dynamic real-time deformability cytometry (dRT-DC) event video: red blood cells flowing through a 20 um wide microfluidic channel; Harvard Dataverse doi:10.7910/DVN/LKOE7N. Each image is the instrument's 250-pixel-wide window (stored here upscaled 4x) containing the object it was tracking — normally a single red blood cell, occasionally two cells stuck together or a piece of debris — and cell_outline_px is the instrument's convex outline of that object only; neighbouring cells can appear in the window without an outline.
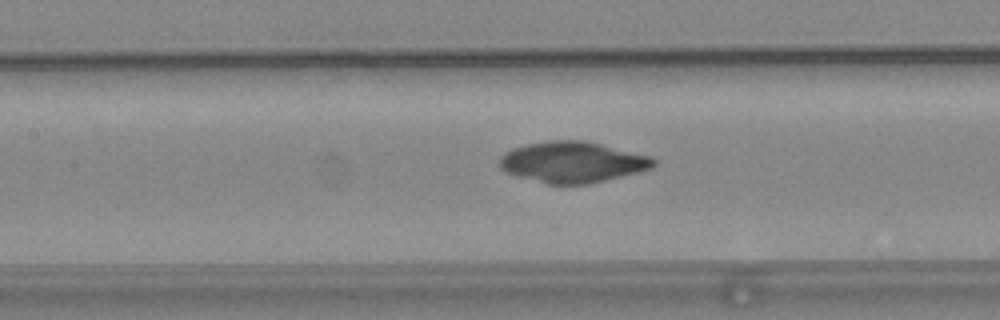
{"species": "common noctule bat (a hibernating species)", "species_latin": "Nyctalus noctula", "temperature_condition": "warm", "stored_images_in_passage": 23, "camera_frame_rate_fps": 3000, "um_per_image_px": 0.085, "animal": {"sex": "female", "body_mass_g": 24.6, "forearm_length_mm": 56.2}, "frame": {"image": 1, "passage_image": 14, "time_ms": 4.333, "image_size_px": [1000, 320], "cell_outline_px": [[656, 164], [652, 168], [588, 184], [548, 184], [516, 176], [504, 172], [500, 168], [500, 156], [504, 152], [512, 148], [528, 144], [548, 140], [584, 140], [652, 156], [656, 160]], "centroid_in_image_um": [48.64, 13.77], "position_along_channel_um": 158.8, "area_um2": 36.76}}
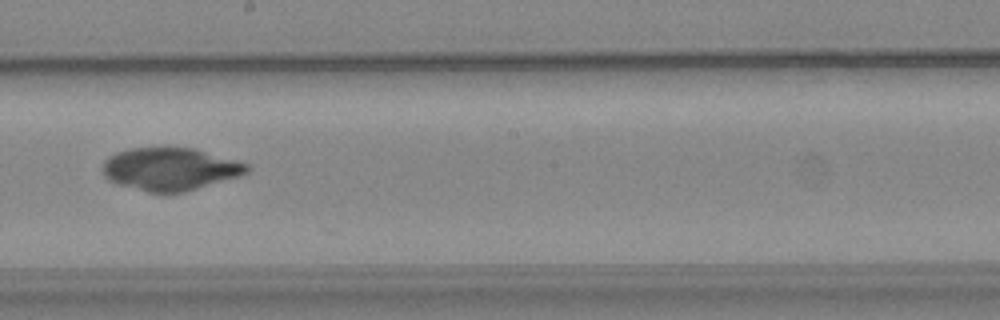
{"frame": {"image": 2, "passage_image": 20, "time_ms": 6.333, "image_size_px": [1000, 320], "cell_outline_px": [[252, 168], [248, 172], [236, 176], [184, 192], [148, 192], [116, 184], [108, 180], [104, 176], [100, 168], [104, 160], [108, 156], [116, 152], [132, 148], [192, 148], [236, 160], [248, 164]], "centroid_in_image_um": [14.39, 14.36], "position_along_channel_um": 233.8, "area_um2": 35.66}}
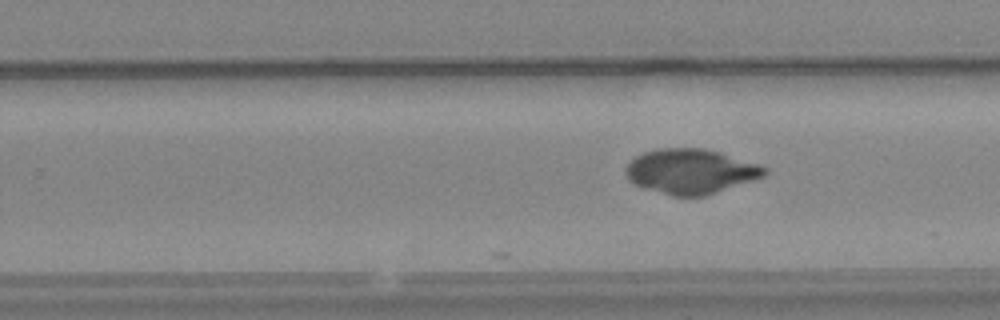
{"frame": {"image": 3, "passage_image": 23, "time_ms": 7.333, "image_size_px": [1000, 320], "cell_outline_px": [[768, 172], [764, 176], [704, 196], [672, 196], [644, 188], [632, 184], [628, 180], [624, 172], [624, 168], [636, 156], [644, 152], [656, 148], [704, 148], [720, 152], [768, 168]], "centroid_in_image_um": [58.65, 14.56], "position_along_channel_um": 271.2, "area_um2": 36.18}}